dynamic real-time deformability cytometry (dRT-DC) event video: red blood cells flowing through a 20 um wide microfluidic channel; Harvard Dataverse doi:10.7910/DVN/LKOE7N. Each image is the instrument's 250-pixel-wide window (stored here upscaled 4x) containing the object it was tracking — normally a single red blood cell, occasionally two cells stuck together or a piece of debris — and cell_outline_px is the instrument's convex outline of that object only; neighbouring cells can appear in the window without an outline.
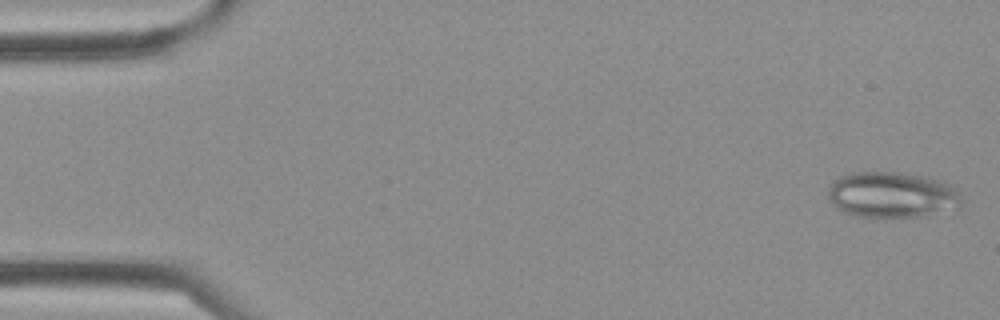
{"species": "Egyptian fruit bat (a non-hibernating species)", "species_latin": "Rousettus aegyptiacus", "temperature_condition": "cold", "stored_images_in_passage": 36, "camera_frame_rate_fps": 3000, "um_per_image_px": 0.085, "frame": {"image": 1, "passage_image": 1, "time_ms": 0.0, "image_size_px": [1000, 320], "cell_outline_px": [[964, 200], [956, 208], [924, 216], [860, 216], [844, 212], [836, 208], [828, 200], [828, 188], [840, 176], [852, 172], [900, 172], [924, 176], [940, 180], [952, 188]], "centroid_in_image_um": [75.78, 16.55], "position_along_channel_um": 9.2, "area_um2": 35.32}}
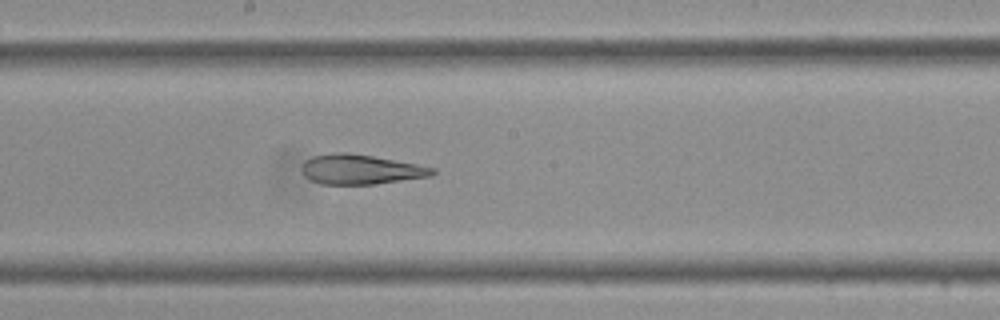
{"frame": {"image": 2, "passage_image": 19, "time_ms": 6.0, "image_size_px": [1000, 320], "cell_outline_px": [[436, 172], [432, 176], [376, 184], [320, 184], [304, 176], [300, 168], [304, 160], [312, 156], [332, 152], [348, 152], [372, 156], [416, 164], [436, 168]], "centroid_in_image_um": [30.62, 14.39], "position_along_channel_um": 217.6, "area_um2": 22.83}}
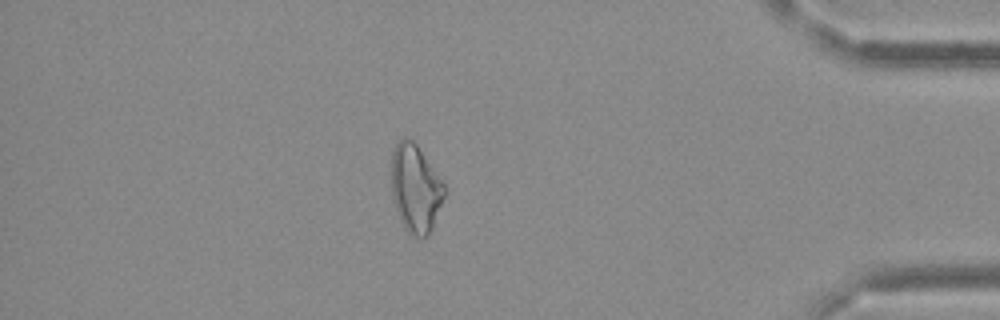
{"frame": {"image": 3, "passage_image": 31, "time_ms": 10.0, "image_size_px": [1000, 320], "cell_outline_px": [[444, 196], [432, 228], [428, 236], [420, 240], [408, 232], [404, 228], [400, 220], [392, 196], [392, 148], [396, 140], [404, 136], [412, 140], [416, 144], [444, 184]], "centroid_in_image_um": [35.29, 16.02], "position_along_channel_um": 399.9, "area_um2": 27.05}}